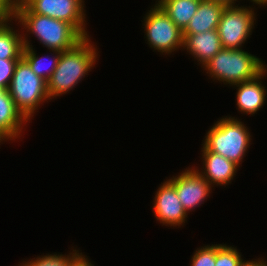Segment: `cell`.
Masks as SVG:
<instances>
[{
    "mask_svg": "<svg viewBox=\"0 0 267 266\" xmlns=\"http://www.w3.org/2000/svg\"><path fill=\"white\" fill-rule=\"evenodd\" d=\"M97 49L89 37H85L73 48L60 54L58 65L47 81V92L50 100L66 94L88 75V71L96 64Z\"/></svg>",
    "mask_w": 267,
    "mask_h": 266,
    "instance_id": "obj_1",
    "label": "cell"
},
{
    "mask_svg": "<svg viewBox=\"0 0 267 266\" xmlns=\"http://www.w3.org/2000/svg\"><path fill=\"white\" fill-rule=\"evenodd\" d=\"M14 19L50 51L69 50L85 38L68 22L35 14L24 3L19 4Z\"/></svg>",
    "mask_w": 267,
    "mask_h": 266,
    "instance_id": "obj_2",
    "label": "cell"
},
{
    "mask_svg": "<svg viewBox=\"0 0 267 266\" xmlns=\"http://www.w3.org/2000/svg\"><path fill=\"white\" fill-rule=\"evenodd\" d=\"M266 67L261 59L247 51L223 48L203 66L213 80L231 86L255 79Z\"/></svg>",
    "mask_w": 267,
    "mask_h": 266,
    "instance_id": "obj_3",
    "label": "cell"
},
{
    "mask_svg": "<svg viewBox=\"0 0 267 266\" xmlns=\"http://www.w3.org/2000/svg\"><path fill=\"white\" fill-rule=\"evenodd\" d=\"M243 124L231 116L220 119L208 130L202 145L239 166L251 141L249 130Z\"/></svg>",
    "mask_w": 267,
    "mask_h": 266,
    "instance_id": "obj_4",
    "label": "cell"
},
{
    "mask_svg": "<svg viewBox=\"0 0 267 266\" xmlns=\"http://www.w3.org/2000/svg\"><path fill=\"white\" fill-rule=\"evenodd\" d=\"M8 91L16 107L28 120L40 104L50 100L47 81L36 75L23 57L16 64Z\"/></svg>",
    "mask_w": 267,
    "mask_h": 266,
    "instance_id": "obj_5",
    "label": "cell"
},
{
    "mask_svg": "<svg viewBox=\"0 0 267 266\" xmlns=\"http://www.w3.org/2000/svg\"><path fill=\"white\" fill-rule=\"evenodd\" d=\"M144 18L147 42L154 50L170 54L183 47V31L157 3Z\"/></svg>",
    "mask_w": 267,
    "mask_h": 266,
    "instance_id": "obj_6",
    "label": "cell"
},
{
    "mask_svg": "<svg viewBox=\"0 0 267 266\" xmlns=\"http://www.w3.org/2000/svg\"><path fill=\"white\" fill-rule=\"evenodd\" d=\"M254 13L250 6L225 7L216 29L223 49H242V44L252 33L256 20Z\"/></svg>",
    "mask_w": 267,
    "mask_h": 266,
    "instance_id": "obj_7",
    "label": "cell"
},
{
    "mask_svg": "<svg viewBox=\"0 0 267 266\" xmlns=\"http://www.w3.org/2000/svg\"><path fill=\"white\" fill-rule=\"evenodd\" d=\"M24 4L33 13L68 22L84 37H89L84 28L86 21L83 0H26Z\"/></svg>",
    "mask_w": 267,
    "mask_h": 266,
    "instance_id": "obj_8",
    "label": "cell"
},
{
    "mask_svg": "<svg viewBox=\"0 0 267 266\" xmlns=\"http://www.w3.org/2000/svg\"><path fill=\"white\" fill-rule=\"evenodd\" d=\"M195 169L187 168L178 176L168 179L175 187L178 198L187 214L204 202L212 188V185L199 173V170Z\"/></svg>",
    "mask_w": 267,
    "mask_h": 266,
    "instance_id": "obj_9",
    "label": "cell"
},
{
    "mask_svg": "<svg viewBox=\"0 0 267 266\" xmlns=\"http://www.w3.org/2000/svg\"><path fill=\"white\" fill-rule=\"evenodd\" d=\"M154 214L157 221L173 227L185 223L188 216L178 198L175 187L167 180L158 188L154 197Z\"/></svg>",
    "mask_w": 267,
    "mask_h": 266,
    "instance_id": "obj_10",
    "label": "cell"
},
{
    "mask_svg": "<svg viewBox=\"0 0 267 266\" xmlns=\"http://www.w3.org/2000/svg\"><path fill=\"white\" fill-rule=\"evenodd\" d=\"M201 149L204 172L202 170L199 173L212 185L226 186L231 183L240 166L219 154L210 152L204 145Z\"/></svg>",
    "mask_w": 267,
    "mask_h": 266,
    "instance_id": "obj_11",
    "label": "cell"
},
{
    "mask_svg": "<svg viewBox=\"0 0 267 266\" xmlns=\"http://www.w3.org/2000/svg\"><path fill=\"white\" fill-rule=\"evenodd\" d=\"M183 49L200 61L203 67L222 49V45L217 30H209L198 34H183Z\"/></svg>",
    "mask_w": 267,
    "mask_h": 266,
    "instance_id": "obj_12",
    "label": "cell"
},
{
    "mask_svg": "<svg viewBox=\"0 0 267 266\" xmlns=\"http://www.w3.org/2000/svg\"><path fill=\"white\" fill-rule=\"evenodd\" d=\"M267 74L265 69L255 79L235 84L237 89L238 111L245 114H255L265 103L266 89L260 81Z\"/></svg>",
    "mask_w": 267,
    "mask_h": 266,
    "instance_id": "obj_13",
    "label": "cell"
},
{
    "mask_svg": "<svg viewBox=\"0 0 267 266\" xmlns=\"http://www.w3.org/2000/svg\"><path fill=\"white\" fill-rule=\"evenodd\" d=\"M226 5L210 0H201L196 13L183 34H198L216 30Z\"/></svg>",
    "mask_w": 267,
    "mask_h": 266,
    "instance_id": "obj_14",
    "label": "cell"
},
{
    "mask_svg": "<svg viewBox=\"0 0 267 266\" xmlns=\"http://www.w3.org/2000/svg\"><path fill=\"white\" fill-rule=\"evenodd\" d=\"M28 121L29 120L16 107L9 91L0 89V129L4 131L11 140H15L20 137L22 126Z\"/></svg>",
    "mask_w": 267,
    "mask_h": 266,
    "instance_id": "obj_15",
    "label": "cell"
},
{
    "mask_svg": "<svg viewBox=\"0 0 267 266\" xmlns=\"http://www.w3.org/2000/svg\"><path fill=\"white\" fill-rule=\"evenodd\" d=\"M156 2L175 25L184 31L196 13L201 0H158Z\"/></svg>",
    "mask_w": 267,
    "mask_h": 266,
    "instance_id": "obj_16",
    "label": "cell"
},
{
    "mask_svg": "<svg viewBox=\"0 0 267 266\" xmlns=\"http://www.w3.org/2000/svg\"><path fill=\"white\" fill-rule=\"evenodd\" d=\"M14 20L6 19L0 25V59H20L24 48L23 35L17 33L8 22ZM9 25V26H8Z\"/></svg>",
    "mask_w": 267,
    "mask_h": 266,
    "instance_id": "obj_17",
    "label": "cell"
},
{
    "mask_svg": "<svg viewBox=\"0 0 267 266\" xmlns=\"http://www.w3.org/2000/svg\"><path fill=\"white\" fill-rule=\"evenodd\" d=\"M29 42L30 41H28V39L26 38V35H24V37H23L24 48H23V52H22V57L28 62L32 71L36 75L40 76L45 81H48L51 78L52 73L54 72V70L56 69V67L58 65V61H59L61 52L52 51L55 53V55L50 59L52 61V62L50 61L51 62L50 68L48 70L46 69V71H45V68H47L46 67L47 64L45 65V63L43 62L44 56L41 58L38 57V55L36 56V53L33 50V47H31L32 45H30Z\"/></svg>",
    "mask_w": 267,
    "mask_h": 266,
    "instance_id": "obj_18",
    "label": "cell"
},
{
    "mask_svg": "<svg viewBox=\"0 0 267 266\" xmlns=\"http://www.w3.org/2000/svg\"><path fill=\"white\" fill-rule=\"evenodd\" d=\"M247 262L243 261L236 247L215 245V266H244Z\"/></svg>",
    "mask_w": 267,
    "mask_h": 266,
    "instance_id": "obj_19",
    "label": "cell"
},
{
    "mask_svg": "<svg viewBox=\"0 0 267 266\" xmlns=\"http://www.w3.org/2000/svg\"><path fill=\"white\" fill-rule=\"evenodd\" d=\"M74 252V253H73ZM79 251L76 249L69 253V255L60 254H47L42 257H36L26 263H20L19 266H69V264L79 255Z\"/></svg>",
    "mask_w": 267,
    "mask_h": 266,
    "instance_id": "obj_20",
    "label": "cell"
},
{
    "mask_svg": "<svg viewBox=\"0 0 267 266\" xmlns=\"http://www.w3.org/2000/svg\"><path fill=\"white\" fill-rule=\"evenodd\" d=\"M191 266H215V244L196 250L192 256Z\"/></svg>",
    "mask_w": 267,
    "mask_h": 266,
    "instance_id": "obj_21",
    "label": "cell"
},
{
    "mask_svg": "<svg viewBox=\"0 0 267 266\" xmlns=\"http://www.w3.org/2000/svg\"><path fill=\"white\" fill-rule=\"evenodd\" d=\"M19 59H0V89L8 90Z\"/></svg>",
    "mask_w": 267,
    "mask_h": 266,
    "instance_id": "obj_22",
    "label": "cell"
},
{
    "mask_svg": "<svg viewBox=\"0 0 267 266\" xmlns=\"http://www.w3.org/2000/svg\"><path fill=\"white\" fill-rule=\"evenodd\" d=\"M19 4V0H0V12L8 19L14 18Z\"/></svg>",
    "mask_w": 267,
    "mask_h": 266,
    "instance_id": "obj_23",
    "label": "cell"
},
{
    "mask_svg": "<svg viewBox=\"0 0 267 266\" xmlns=\"http://www.w3.org/2000/svg\"><path fill=\"white\" fill-rule=\"evenodd\" d=\"M85 255H82V252L69 264V266H94L87 260Z\"/></svg>",
    "mask_w": 267,
    "mask_h": 266,
    "instance_id": "obj_24",
    "label": "cell"
},
{
    "mask_svg": "<svg viewBox=\"0 0 267 266\" xmlns=\"http://www.w3.org/2000/svg\"><path fill=\"white\" fill-rule=\"evenodd\" d=\"M267 261H264V259L258 258V260L254 261H248L244 266H267Z\"/></svg>",
    "mask_w": 267,
    "mask_h": 266,
    "instance_id": "obj_25",
    "label": "cell"
},
{
    "mask_svg": "<svg viewBox=\"0 0 267 266\" xmlns=\"http://www.w3.org/2000/svg\"><path fill=\"white\" fill-rule=\"evenodd\" d=\"M210 1L219 2L221 4L228 6V5H234L235 1L237 0H210Z\"/></svg>",
    "mask_w": 267,
    "mask_h": 266,
    "instance_id": "obj_26",
    "label": "cell"
},
{
    "mask_svg": "<svg viewBox=\"0 0 267 266\" xmlns=\"http://www.w3.org/2000/svg\"><path fill=\"white\" fill-rule=\"evenodd\" d=\"M8 139H10L11 140V138L4 132V131H2L1 129H0V143L4 140H8Z\"/></svg>",
    "mask_w": 267,
    "mask_h": 266,
    "instance_id": "obj_27",
    "label": "cell"
},
{
    "mask_svg": "<svg viewBox=\"0 0 267 266\" xmlns=\"http://www.w3.org/2000/svg\"><path fill=\"white\" fill-rule=\"evenodd\" d=\"M251 2H253V4H258V5H267V0H251Z\"/></svg>",
    "mask_w": 267,
    "mask_h": 266,
    "instance_id": "obj_28",
    "label": "cell"
},
{
    "mask_svg": "<svg viewBox=\"0 0 267 266\" xmlns=\"http://www.w3.org/2000/svg\"><path fill=\"white\" fill-rule=\"evenodd\" d=\"M7 19V17L0 12V25Z\"/></svg>",
    "mask_w": 267,
    "mask_h": 266,
    "instance_id": "obj_29",
    "label": "cell"
},
{
    "mask_svg": "<svg viewBox=\"0 0 267 266\" xmlns=\"http://www.w3.org/2000/svg\"><path fill=\"white\" fill-rule=\"evenodd\" d=\"M26 0H19L20 3H24Z\"/></svg>",
    "mask_w": 267,
    "mask_h": 266,
    "instance_id": "obj_30",
    "label": "cell"
}]
</instances>
